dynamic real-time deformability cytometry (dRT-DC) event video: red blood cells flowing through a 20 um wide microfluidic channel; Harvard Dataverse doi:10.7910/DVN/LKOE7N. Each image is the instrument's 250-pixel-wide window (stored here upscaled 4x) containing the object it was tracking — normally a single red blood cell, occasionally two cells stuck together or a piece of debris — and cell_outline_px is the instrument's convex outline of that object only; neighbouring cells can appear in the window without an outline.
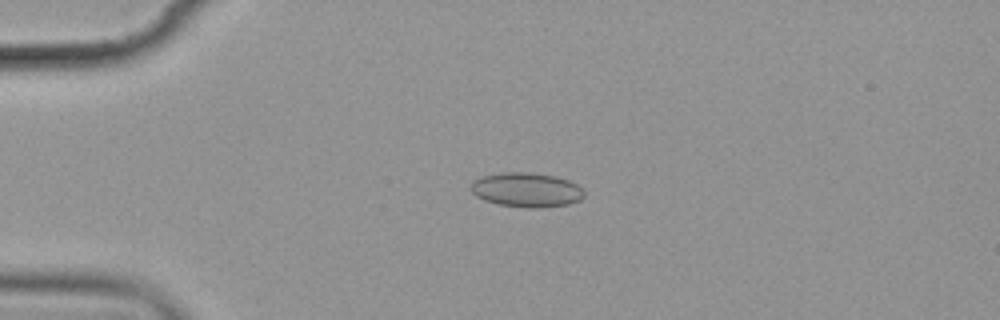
{"species": "common noctule bat (a hibernating species)", "species_latin": "Nyctalus noctula", "temperature_condition": "cold", "stored_images_in_passage": 5, "camera_frame_rate_fps": 3000, "um_per_image_px": 0.085, "animal": {"sex": "female", "body_mass_g": 19.9}, "frame": {"image": 1, "passage_image": 3, "time_ms": 2.0, "image_size_px": [1000, 320], "cell_outline_px": [[584, 196], [580, 200], [568, 204], [536, 208], [528, 208], [500, 204], [484, 200], [476, 196], [472, 192], [472, 184], [480, 176], [500, 172], [532, 172], [556, 176], [568, 180], [576, 184], [584, 192]], "centroid_in_image_um": [44.76, 16.12], "position_along_channel_um": 40.2, "area_um2": 22.66}}
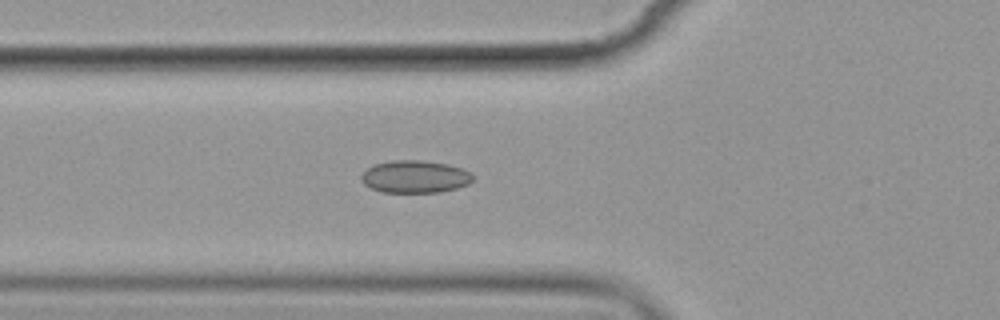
{"frame": {"image": 2, "passage_image": 5, "time_ms": 4.333, "image_size_px": [1000, 320], "cell_outline_px": [[476, 176], [468, 184], [456, 188], [440, 192], [380, 192], [364, 184], [360, 180], [360, 176], [368, 168], [376, 164], [392, 160], [420, 160], [448, 164], [472, 172]], "centroid_in_image_um": [35.29, 15.02], "position_along_channel_um": 90.5, "area_um2": 21.15}}